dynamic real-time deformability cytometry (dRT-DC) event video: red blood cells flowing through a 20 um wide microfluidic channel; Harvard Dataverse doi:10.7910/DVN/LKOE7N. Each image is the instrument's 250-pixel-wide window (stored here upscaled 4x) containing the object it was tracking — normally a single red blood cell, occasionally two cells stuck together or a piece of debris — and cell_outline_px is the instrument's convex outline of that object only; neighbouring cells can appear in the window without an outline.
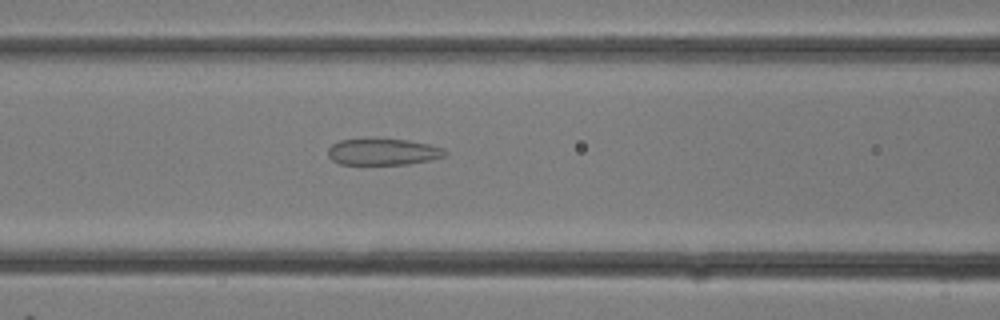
{"species": "common noctule bat (a hibernating species)", "species_latin": "Nyctalus noctula", "temperature_condition": "room temperature", "stored_images_in_passage": 19, "camera_frame_rate_fps": 3000, "um_per_image_px": 0.085, "animal": {"sex": "female"}, "frame": {"image": 1, "passage_image": 12, "time_ms": 3.667, "image_size_px": [1000, 320], "cell_outline_px": [[448, 152], [444, 156], [428, 160], [408, 164], [340, 164], [332, 160], [328, 156], [328, 148], [332, 144], [340, 140], [408, 140], [428, 144], [444, 148]], "centroid_in_image_um": [32.56, 12.92], "position_along_channel_um": 134.0, "area_um2": 17.69}}
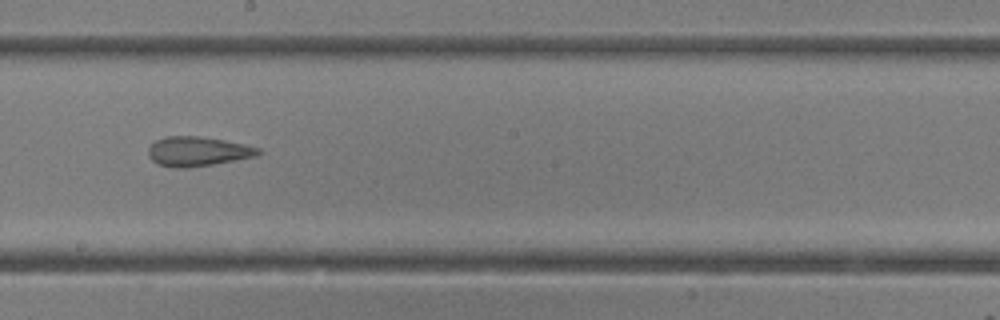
{"frame": {"image": 2, "passage_image": 16, "time_ms": 5.0, "image_size_px": [1000, 320], "cell_outline_px": [[264, 152], [256, 156], [212, 164], [184, 168], [172, 168], [160, 164], [152, 160], [148, 156], [148, 148], [156, 140], [164, 136], [200, 136], [224, 140], [244, 144], [260, 148]], "centroid_in_image_um": [16.81, 12.86], "position_along_channel_um": 231.4, "area_um2": 18.9}}
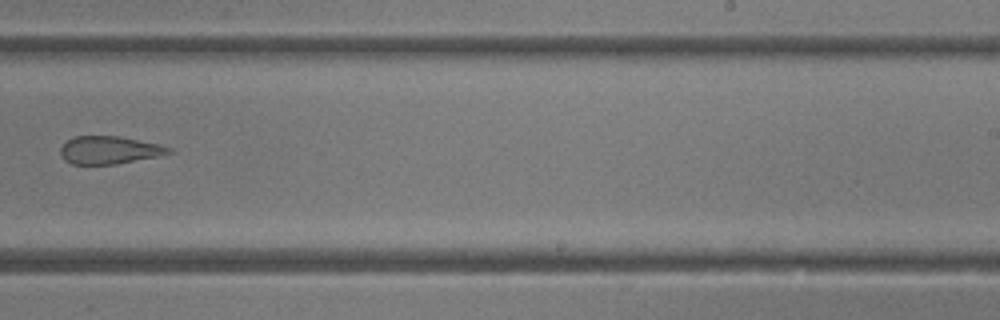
{"frame": {"image": 3, "passage_image": 18, "time_ms": 5.667, "image_size_px": [1000, 320], "cell_outline_px": [[172, 152], [160, 156], [116, 164], [72, 164], [64, 160], [60, 156], [60, 148], [72, 136], [120, 136], [160, 144], [172, 148]], "centroid_in_image_um": [9.29, 12.75], "position_along_channel_um": 279.7, "area_um2": 17.69}}